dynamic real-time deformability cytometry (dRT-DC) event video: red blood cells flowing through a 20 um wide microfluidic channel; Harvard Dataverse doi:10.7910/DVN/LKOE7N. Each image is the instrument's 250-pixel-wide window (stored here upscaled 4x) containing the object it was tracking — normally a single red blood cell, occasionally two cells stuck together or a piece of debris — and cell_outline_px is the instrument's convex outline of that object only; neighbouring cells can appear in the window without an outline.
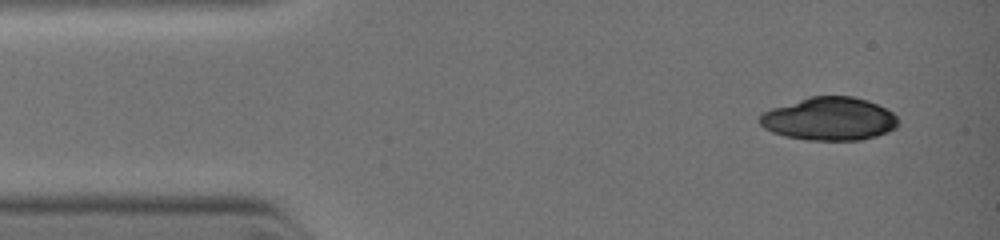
{"species": "common noctule bat (a hibernating species)", "species_latin": "Nyctalus noctula", "temperature_condition": "warm", "stored_images_in_passage": 3, "camera_frame_rate_fps": 3000, "um_per_image_px": 0.085, "animal": {"sex": "female", "body_mass_g": 19.0, "forearm_length_mm": 51.5}, "frame": {"image": 1, "passage_image": 1, "time_ms": 0.0, "image_size_px": [1000, 240], "cell_outline_px": [[896, 128], [888, 132], [876, 136], [860, 140], [808, 140], [784, 136], [772, 132], [764, 128], [756, 120], [764, 112], [772, 108], [808, 96], [852, 96], [868, 100], [892, 112], [896, 116]], "centroid_in_image_um": [70.46, 10.1], "position_along_channel_um": 14.5, "area_um2": 34.8}}